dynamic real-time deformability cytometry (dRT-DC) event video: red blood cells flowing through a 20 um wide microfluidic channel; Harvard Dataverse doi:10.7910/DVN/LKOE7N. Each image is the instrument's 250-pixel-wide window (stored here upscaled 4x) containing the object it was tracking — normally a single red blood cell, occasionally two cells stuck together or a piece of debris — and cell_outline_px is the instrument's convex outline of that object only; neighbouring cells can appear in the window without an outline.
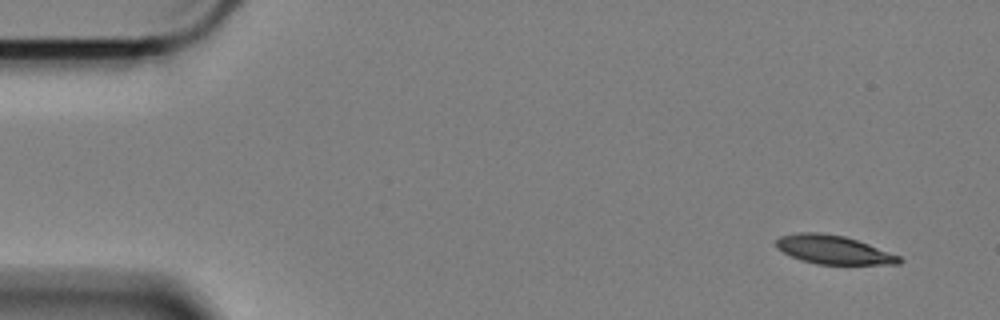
{"species": "Egyptian fruit bat (a non-hibernating species)", "species_latin": "Rousettus aegyptiacus", "temperature_condition": "cold", "stored_images_in_passage": 56, "camera_frame_rate_fps": 3000, "um_per_image_px": 0.085, "animal": {"sex": "female"}, "frame": {"image": 1, "passage_image": 1, "time_ms": 0.0, "image_size_px": [1000, 320], "cell_outline_px": [[904, 260], [900, 264], [816, 264], [800, 260], [776, 248], [776, 240], [780, 236], [796, 232], [820, 232], [844, 236], [868, 244], [900, 256]], "centroid_in_image_um": [70.83, 21.22], "position_along_channel_um": 14.2, "area_um2": 20.52}}
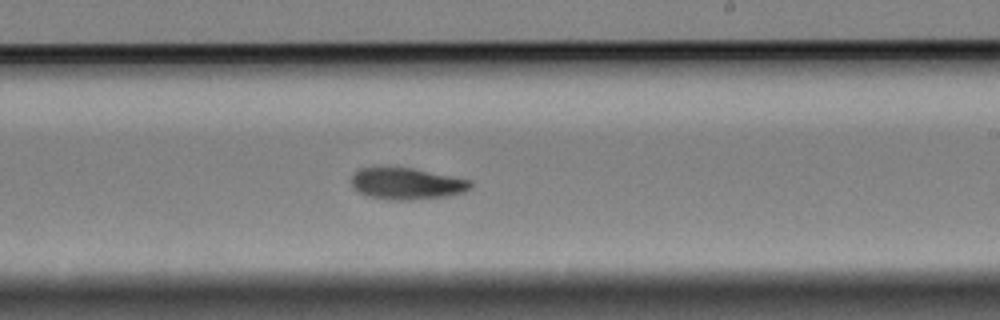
{"frame": {"image": 2, "passage_image": 32, "time_ms": 10.333, "image_size_px": [1000, 320], "cell_outline_px": [[472, 188], [464, 192], [448, 196], [408, 200], [388, 200], [364, 196], [356, 192], [352, 188], [352, 176], [360, 168], [412, 168], [472, 180]], "centroid_in_image_um": [34.56, 15.63], "position_along_channel_um": 254.4, "area_um2": 22.08}}
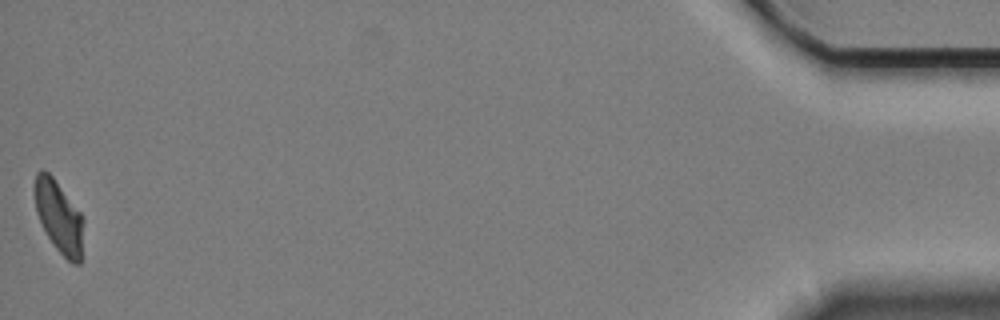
{"frame": {"image": 3, "passage_image": 56, "time_ms": 18.333, "image_size_px": [1000, 320], "cell_outline_px": [[84, 220], [80, 264], [72, 264], [56, 248], [48, 236], [36, 212], [32, 188], [36, 172], [40, 168], [44, 168], [52, 176], [84, 216]], "centroid_in_image_um": [4.99, 18.36], "position_along_channel_um": 430.2, "area_um2": 20.81}, "authors_computed_cell_mechanics": {"area_um2": 21.964, "velocity_mm_per_s": 3.3661, "shape_relaxation_time_tau1_ms": 3.963, "shape_relaxation_time_tau2_ms": null, "deformation_change_tau1": 0.153, "deformation_change_tau2": null}}